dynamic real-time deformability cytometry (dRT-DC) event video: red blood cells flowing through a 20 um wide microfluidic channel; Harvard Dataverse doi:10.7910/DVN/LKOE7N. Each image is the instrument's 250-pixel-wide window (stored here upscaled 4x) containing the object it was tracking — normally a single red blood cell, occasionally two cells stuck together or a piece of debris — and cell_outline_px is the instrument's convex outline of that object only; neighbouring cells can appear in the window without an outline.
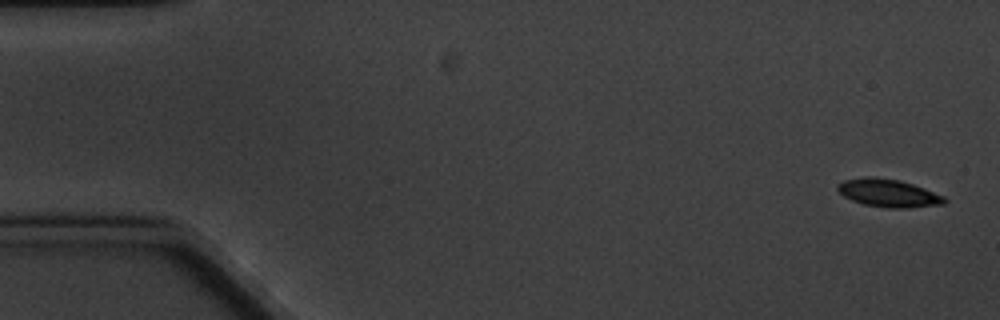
{"species": "common noctule bat (a hibernating species)", "species_latin": "Nyctalus noctula", "temperature_condition": "cold", "stored_images_in_passage": 7, "camera_frame_rate_fps": 3000, "um_per_image_px": 0.085, "animal": {"sex": "male", "body_mass_g": 20.1, "forearm_length_mm": 53.5}, "frame": {"image": 1, "passage_image": 1, "time_ms": 0.0, "image_size_px": [1000, 320], "cell_outline_px": [[948, 200], [944, 204], [908, 208], [888, 208], [864, 204], [852, 200], [844, 196], [836, 188], [836, 184], [844, 180], [864, 176], [872, 176], [900, 180], [924, 188], [944, 196]], "centroid_in_image_um": [75.51, 16.4], "position_along_channel_um": 9.5, "area_um2": 17.46}}
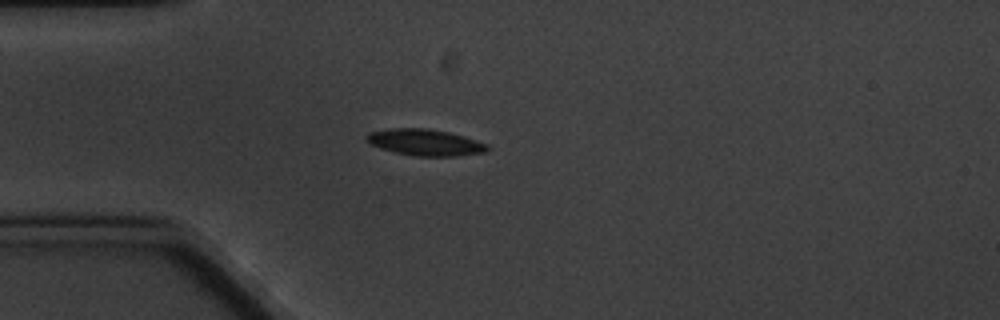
{"frame": {"image": 2, "passage_image": 5, "time_ms": 4.667, "image_size_px": [1000, 320], "cell_outline_px": [[492, 148], [488, 152], [460, 156], [416, 156], [396, 152], [380, 148], [368, 144], [364, 140], [364, 136], [368, 132], [392, 128], [428, 128], [448, 132], [464, 136], [488, 144]], "centroid_in_image_um": [36.14, 12.1], "position_along_channel_um": 48.9, "area_um2": 18.96}}